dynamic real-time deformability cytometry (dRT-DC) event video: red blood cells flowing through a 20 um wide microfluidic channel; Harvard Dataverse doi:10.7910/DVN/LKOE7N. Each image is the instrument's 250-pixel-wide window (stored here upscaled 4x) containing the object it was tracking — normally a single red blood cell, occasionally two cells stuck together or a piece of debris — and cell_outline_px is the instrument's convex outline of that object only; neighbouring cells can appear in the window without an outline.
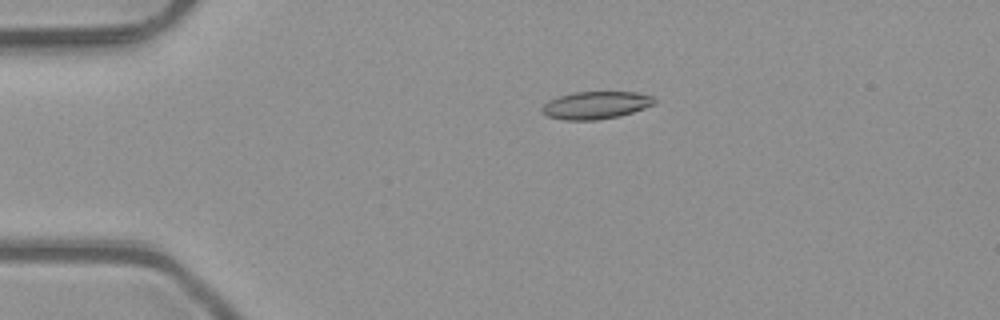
{"species": "common noctule bat (a hibernating species)", "species_latin": "Nyctalus noctula", "temperature_condition": "room temperature", "stored_images_in_passage": 43, "camera_frame_rate_fps": 3000, "um_per_image_px": 0.085, "animal": {"sex": "male", "body_mass_g": 23.1, "forearm_length_mm": 52.7}, "frame": {"image": 1, "passage_image": 3, "time_ms": 0.667, "image_size_px": [1000, 320], "cell_outline_px": [[656, 100], [652, 104], [644, 108], [620, 116], [596, 120], [564, 120], [548, 116], [540, 112], [540, 108], [548, 100], [560, 96], [576, 92], [636, 92], [652, 96]], "centroid_in_image_um": [50.6, 8.94], "position_along_channel_um": 34.4, "area_um2": 17.98}}
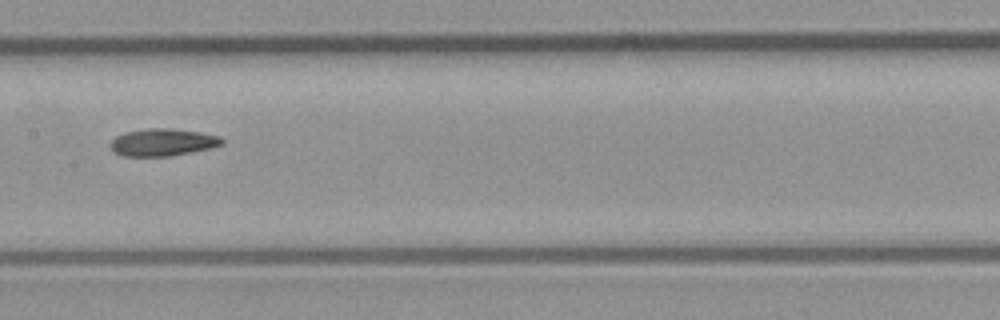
{"frame": {"image": 2, "passage_image": 18, "time_ms": 5.667, "image_size_px": [1000, 320], "cell_outline_px": [[224, 144], [212, 148], [172, 156], [124, 156], [112, 152], [112, 140], [116, 136], [124, 132], [148, 128], [172, 128], [200, 132], [220, 136], [224, 140]], "centroid_in_image_um": [13.87, 12.09], "position_along_channel_um": 193.5, "area_um2": 17.92}}
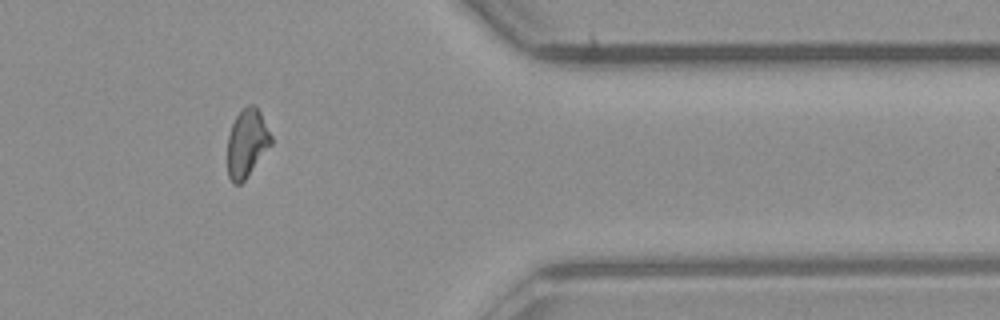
{"frame": {"image": 3, "passage_image": 34, "time_ms": 11.0, "image_size_px": [1000, 320], "cell_outline_px": [[272, 144], [244, 180], [240, 184], [232, 184], [228, 176], [228, 136], [232, 124], [236, 116], [248, 104], [256, 104], [272, 136]], "centroid_in_image_um": [20.99, 12.16], "position_along_channel_um": 390.4, "area_um2": 17.22}, "authors_computed_cell_mechanics": {"area_um2": 17.7446, "velocity_mm_per_s": 4.0801, "shape_relaxation_time_tau1_ms": null, "shape_relaxation_time_tau2_ms": 6.3763, "deformation_change_tau1": null, "deformation_change_tau2": 0.1384}}